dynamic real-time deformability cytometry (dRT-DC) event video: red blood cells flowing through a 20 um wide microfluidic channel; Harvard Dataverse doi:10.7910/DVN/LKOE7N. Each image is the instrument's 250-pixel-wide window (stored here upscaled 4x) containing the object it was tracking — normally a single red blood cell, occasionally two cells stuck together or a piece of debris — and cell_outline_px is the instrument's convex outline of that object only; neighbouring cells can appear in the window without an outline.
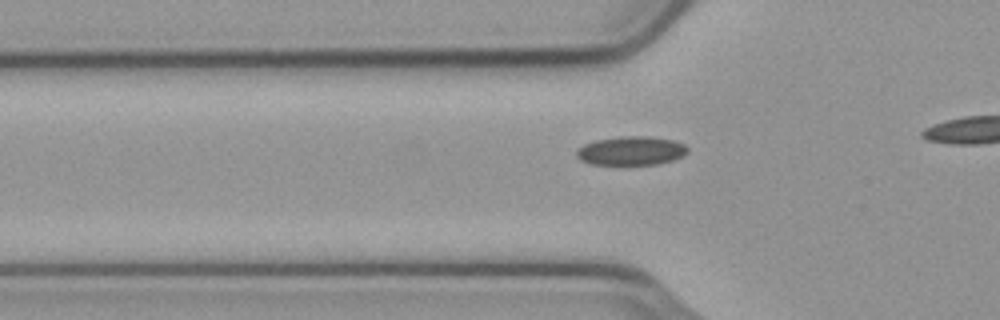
{"species": "common noctule bat (a hibernating species)", "species_latin": "Nyctalus noctula", "temperature_condition": "cold", "stored_images_in_passage": 16, "camera_frame_rate_fps": 3000, "um_per_image_px": 0.085, "animal": {"sex": "male", "body_mass_g": 23.1, "forearm_length_mm": 52.7}, "frame": {"image": 1, "passage_image": 7, "time_ms": 2.0, "image_size_px": [1000, 320], "cell_outline_px": [[688, 152], [672, 160], [656, 164], [624, 168], [592, 164], [580, 160], [576, 156], [576, 152], [584, 144], [596, 140], [620, 136], [648, 136], [672, 140], [684, 144], [688, 148]], "centroid_in_image_um": [53.61, 12.87], "position_along_channel_um": 72.2, "area_um2": 19.36}}
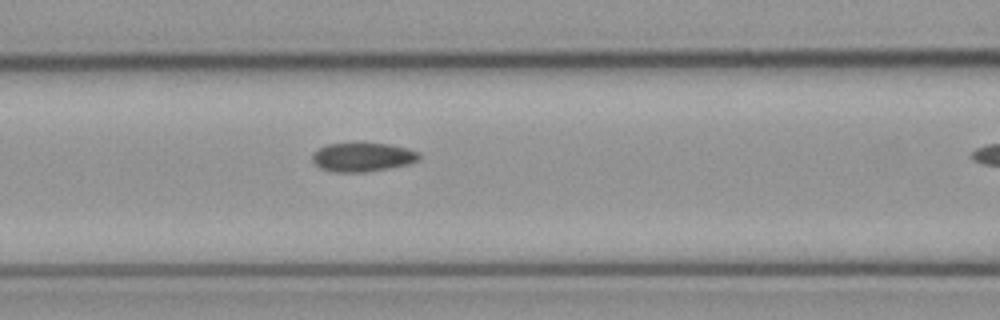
{"frame": {"image": 2, "passage_image": 12, "time_ms": 3.667, "image_size_px": [1000, 320], "cell_outline_px": [[420, 160], [408, 164], [388, 168], [364, 172], [332, 172], [320, 168], [312, 160], [312, 156], [320, 148], [328, 144], [388, 144], [408, 148], [420, 152]], "centroid_in_image_um": [30.86, 13.37], "position_along_channel_um": 135.7, "area_um2": 17.74}}